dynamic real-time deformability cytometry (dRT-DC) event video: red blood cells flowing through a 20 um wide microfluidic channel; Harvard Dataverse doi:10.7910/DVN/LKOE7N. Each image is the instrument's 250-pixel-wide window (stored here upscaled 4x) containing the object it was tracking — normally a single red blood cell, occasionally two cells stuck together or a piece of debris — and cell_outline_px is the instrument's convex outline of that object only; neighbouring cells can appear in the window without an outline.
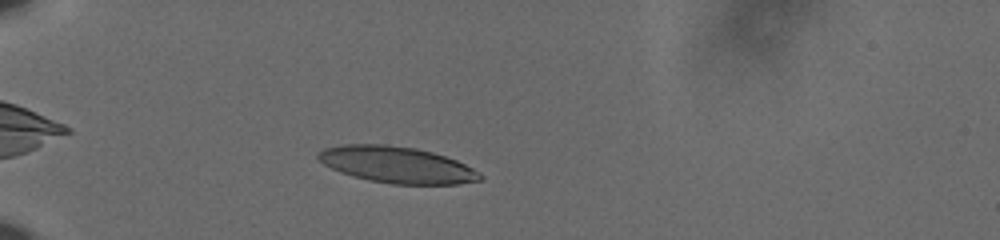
{"species": "human", "species_latin": "Homo sapiens", "temperature_condition": "cold", "stored_images_in_passage": 47, "camera_frame_rate_fps": 3000, "um_per_image_px": 0.085, "donor": {"sex": "male"}, "frame": {"image": 1, "passage_image": 7, "time_ms": 2.0, "image_size_px": [1000, 240], "cell_outline_px": [[484, 176], [480, 180], [456, 184], [392, 184], [368, 180], [352, 176], [340, 172], [324, 164], [316, 156], [324, 148], [344, 144], [388, 144], [416, 148], [432, 152], [456, 160], [480, 172]], "centroid_in_image_um": [33.73, 14.0], "position_along_channel_um": 51.3, "area_um2": 34.28}}
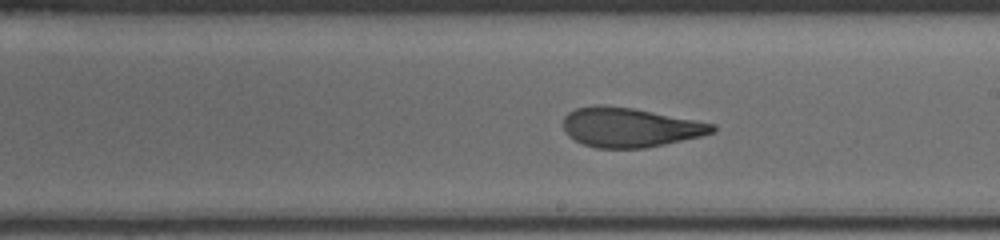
{"frame": {"image": 2, "passage_image": 25, "time_ms": 8.0, "image_size_px": [1000, 240], "cell_outline_px": [[716, 132], [700, 136], [664, 144], [644, 148], [596, 148], [584, 144], [568, 136], [564, 132], [564, 116], [568, 112], [576, 108], [596, 104], [600, 104], [636, 108], [716, 124]], "centroid_in_image_um": [53.53, 10.81], "position_along_channel_um": 235.5, "area_um2": 34.45}}
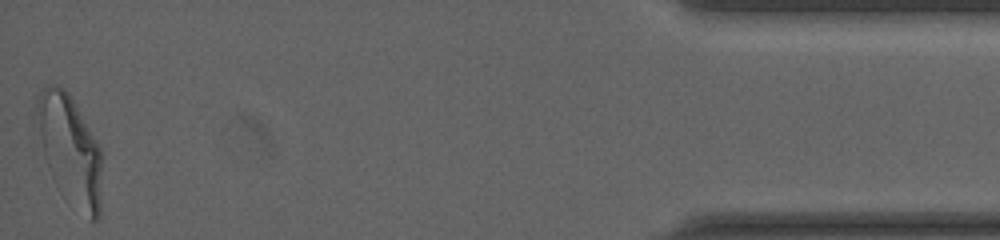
{"frame": {"image": 3, "passage_image": 47, "time_ms": 15.333, "image_size_px": [1000, 240], "cell_outline_px": [[100, 216], [96, 220], [92, 220], [52, 176], [48, 168], [44, 156], [36, 112], [36, 96], [48, 84], [56, 84], [64, 88], [68, 92], [100, 148]], "centroid_in_image_um": [5.92, 12.59], "position_along_channel_um": 429.3, "area_um2": 39.3}, "authors_computed_cell_mechanics": {"area_um2": 34.8534, "velocity_mm_per_s": 3.6279, "shape_relaxation_time_tau1_ms": 5.6268, "shape_relaxation_time_tau2_ms": 1.3768, "deformation_change_tau1": 0.2182, "deformation_change_tau2": 0.0916}}